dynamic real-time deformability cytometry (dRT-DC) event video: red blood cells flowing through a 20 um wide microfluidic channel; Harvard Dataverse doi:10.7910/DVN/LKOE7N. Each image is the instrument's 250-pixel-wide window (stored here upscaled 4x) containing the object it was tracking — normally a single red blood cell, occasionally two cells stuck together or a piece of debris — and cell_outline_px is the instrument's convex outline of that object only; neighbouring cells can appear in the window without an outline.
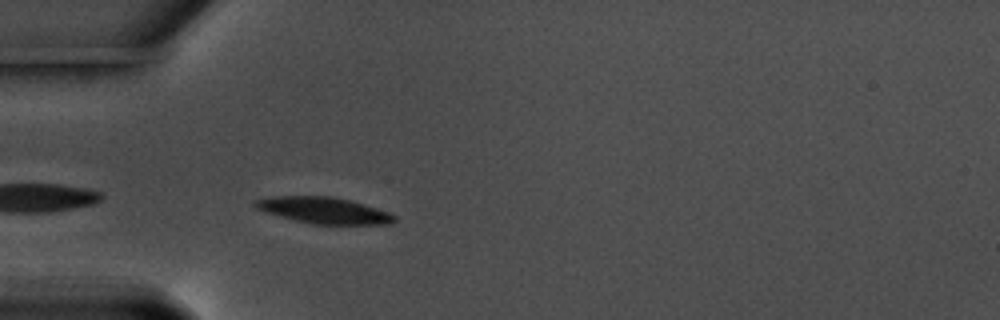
{"species": "common noctule bat (a hibernating species)", "species_latin": "Nyctalus noctula", "temperature_condition": "warm", "stored_images_in_passage": 33, "camera_frame_rate_fps": 3000, "um_per_image_px": 0.085, "animal": {"sex": "male", "body_mass_g": 17.5, "forearm_length_mm": 52.3}, "frame": {"image": 1, "passage_image": 2, "time_ms": 0.333, "image_size_px": [1000, 320], "cell_outline_px": [[396, 220], [392, 224], [312, 224], [264, 212], [256, 208], [252, 204], [256, 200], [272, 196], [332, 196], [364, 204], [388, 212], [396, 216]], "centroid_in_image_um": [27.51, 17.88], "position_along_channel_um": 57.5, "area_um2": 21.21}}
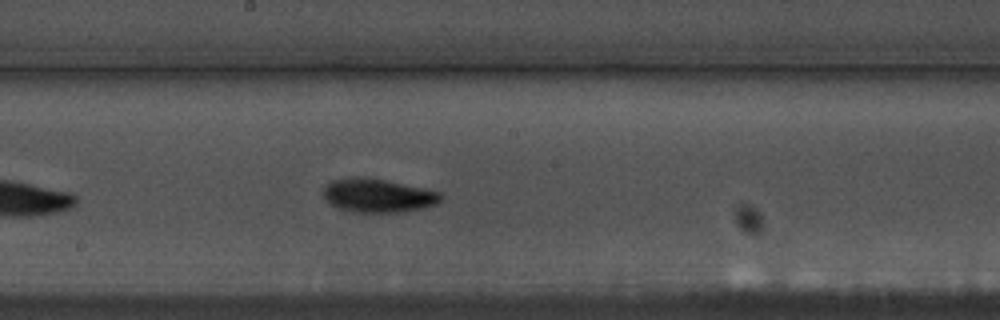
{"frame": {"image": 2, "passage_image": 16, "time_ms": 5.0, "image_size_px": [1000, 320], "cell_outline_px": [[444, 196], [436, 204], [420, 208], [400, 212], [352, 212], [336, 208], [328, 204], [324, 196], [324, 188], [332, 180], [384, 180], [440, 192]], "centroid_in_image_um": [32.13, 16.68], "position_along_channel_um": 216.1, "area_um2": 22.08}}
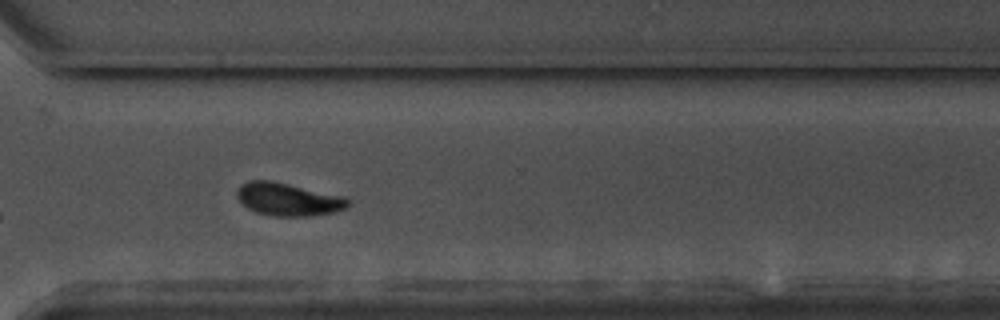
{"frame": {"image": 3, "passage_image": 27, "time_ms": 8.667, "image_size_px": [1000, 320], "cell_outline_px": [[348, 204], [344, 208], [336, 212], [312, 216], [272, 216], [256, 212], [248, 208], [236, 196], [236, 192], [240, 184], [248, 180], [268, 180], [344, 196], [348, 200]], "centroid_in_image_um": [24.46, 16.95], "position_along_channel_um": 346.1, "area_um2": 21.1}, "authors_computed_cell_mechanics": {"area_um2": 21.5594, "velocity_mm_per_s": 3.5447, "shape_relaxation_time_tau1_ms": 1.9303, "shape_relaxation_time_tau2_ms": 2.4819, "deformation_change_tau1": 0.13, "deformation_change_tau2": 0.0666}}